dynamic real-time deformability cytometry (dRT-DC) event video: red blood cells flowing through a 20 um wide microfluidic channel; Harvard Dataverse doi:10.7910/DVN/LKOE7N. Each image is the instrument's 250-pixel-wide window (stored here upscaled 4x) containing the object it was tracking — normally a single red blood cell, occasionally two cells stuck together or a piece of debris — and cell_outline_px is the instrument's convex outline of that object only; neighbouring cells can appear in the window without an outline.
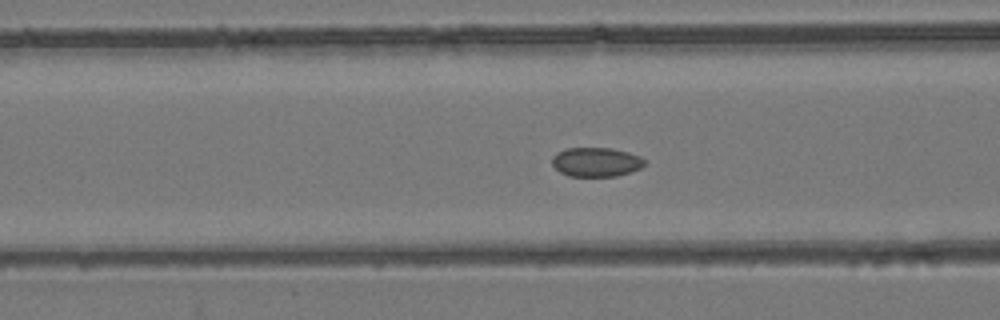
{"species": "common noctule bat (a hibernating species)", "species_latin": "Nyctalus noctula", "temperature_condition": "room temperature", "stored_images_in_passage": 55, "camera_frame_rate_fps": 3000, "um_per_image_px": 0.085, "animal": {"sex": "female", "body_mass_g": 24.6, "forearm_length_mm": 56.2}, "frame": {"image": 1, "passage_image": 23, "time_ms": 7.333, "image_size_px": [1000, 320], "cell_outline_px": [[648, 160], [640, 168], [632, 172], [616, 176], [568, 176], [560, 172], [552, 164], [552, 156], [556, 152], [564, 148], [612, 148], [628, 152], [640, 156]], "centroid_in_image_um": [50.68, 13.77], "position_along_channel_um": 115.9, "area_um2": 15.95}}
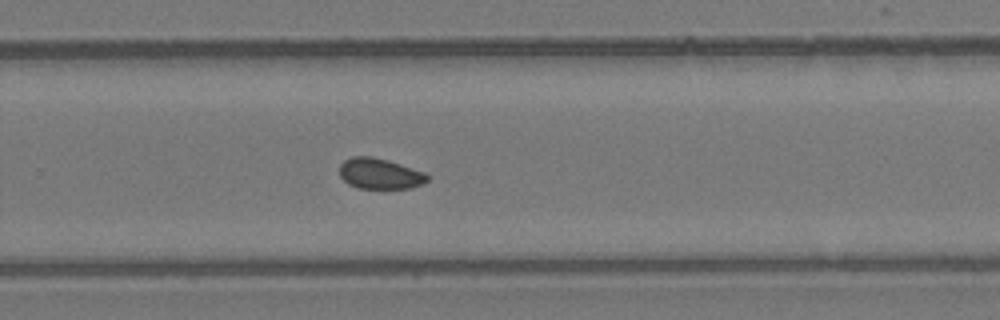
{"frame": {"image": 2, "passage_image": 37, "time_ms": 12.0, "image_size_px": [1000, 320], "cell_outline_px": [[428, 180], [424, 184], [412, 188], [356, 188], [348, 184], [340, 176], [340, 164], [344, 160], [352, 156], [372, 156], [388, 160], [424, 172], [428, 176]], "centroid_in_image_um": [32.28, 14.76], "position_along_channel_um": 297.5, "area_um2": 15.78}}
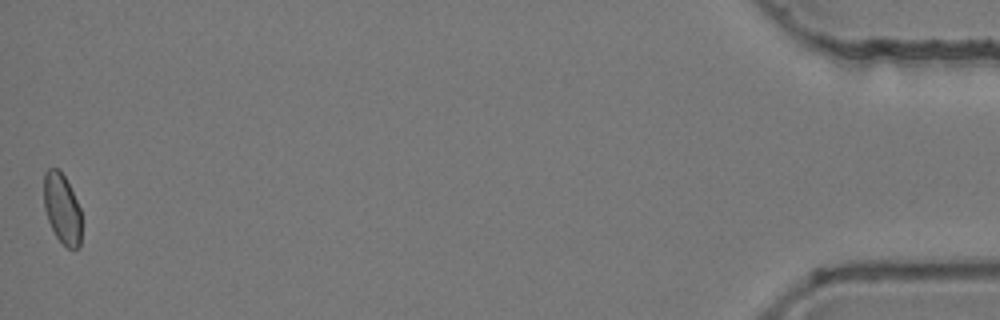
{"frame": {"image": 3, "passage_image": 55, "time_ms": 18.0, "image_size_px": [1000, 320], "cell_outline_px": [[80, 244], [76, 248], [68, 248], [56, 236], [48, 220], [44, 208], [44, 172], [48, 168], [60, 168], [80, 208]], "centroid_in_image_um": [5.25, 17.69], "position_along_channel_um": 430.0, "area_um2": 15.14}, "authors_computed_cell_mechanics": {"area_um2": 16.184, "velocity_mm_per_s": 3.8975, "shape_relaxation_time_tau1_ms": null, "shape_relaxation_time_tau2_ms": 1.7778, "deformation_change_tau1": null, "deformation_change_tau2": 0.0492}}